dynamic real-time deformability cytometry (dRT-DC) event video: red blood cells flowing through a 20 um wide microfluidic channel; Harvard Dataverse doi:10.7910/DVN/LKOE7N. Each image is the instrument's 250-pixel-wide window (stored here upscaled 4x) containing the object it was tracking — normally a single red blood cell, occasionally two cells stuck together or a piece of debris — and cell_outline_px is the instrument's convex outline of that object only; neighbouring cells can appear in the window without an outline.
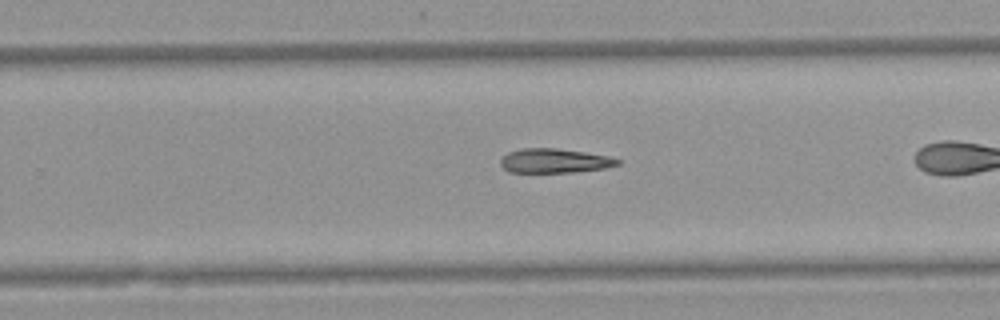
{"species": "Egyptian fruit bat (a non-hibernating species)", "species_latin": "Rousettus aegyptiacus", "temperature_condition": "warm", "stored_images_in_passage": 26, "camera_frame_rate_fps": 3000, "um_per_image_px": 0.085, "animal": {"sex": "female"}, "frame": {"image": 1, "passage_image": 19, "time_ms": 6.0, "image_size_px": [1000, 320], "cell_outline_px": [[620, 164], [604, 168], [572, 172], [508, 172], [500, 164], [500, 160], [508, 152], [524, 148], [556, 148], [584, 152], [608, 156], [620, 160]], "centroid_in_image_um": [47.11, 13.66], "position_along_channel_um": 282.7, "area_um2": 16.42}}
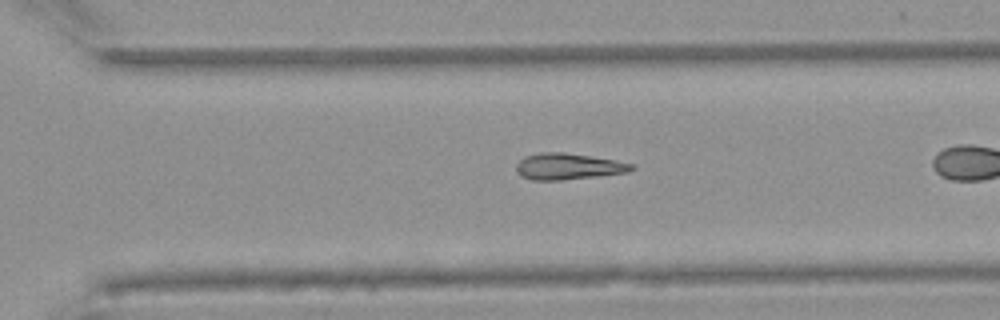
{"frame": {"image": 2, "passage_image": 22, "time_ms": 7.0, "image_size_px": [1000, 320], "cell_outline_px": [[636, 168], [628, 172], [596, 176], [560, 180], [532, 180], [520, 176], [516, 172], [516, 164], [524, 156], [540, 152], [564, 152], [592, 156], [616, 160], [632, 164]], "centroid_in_image_um": [48.26, 14.14], "position_along_channel_um": 322.3, "area_um2": 17.74}}